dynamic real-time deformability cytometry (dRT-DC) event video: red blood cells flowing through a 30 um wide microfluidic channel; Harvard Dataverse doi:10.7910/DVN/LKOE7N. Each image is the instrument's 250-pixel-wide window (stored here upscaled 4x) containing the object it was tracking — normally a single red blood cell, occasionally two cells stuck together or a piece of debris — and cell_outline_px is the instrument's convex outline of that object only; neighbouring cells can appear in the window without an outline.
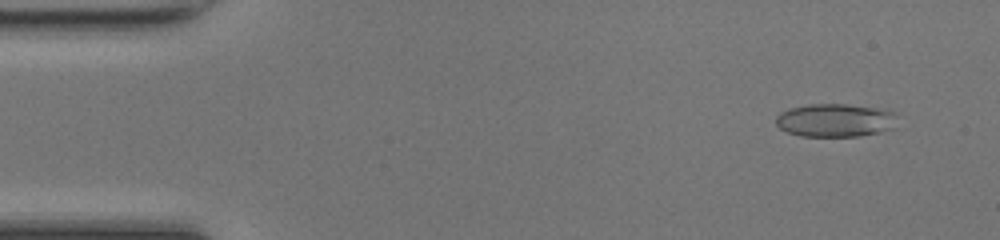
{"species": "common noctule bat (a hibernating species)", "species_latin": "Nyctalus noctula", "temperature_condition": "room temperature", "stored_images_in_passage": 47, "camera_frame_rate_fps": 3000, "um_per_image_px": 0.085, "animal": {"sex": "female", "body_mass_g": 17.0, "forearm_length_mm": 48.0}, "frame": {"image": 1, "passage_image": 3, "time_ms": 0.667, "image_size_px": [1000, 240], "cell_outline_px": [[892, 128], [880, 132], [856, 136], [800, 136], [788, 132], [780, 128], [776, 124], [776, 116], [780, 112], [788, 108], [808, 104], [844, 104], [872, 108], [892, 112]], "centroid_in_image_um": [70.86, 10.23], "position_along_channel_um": 14.1, "area_um2": 22.95}}
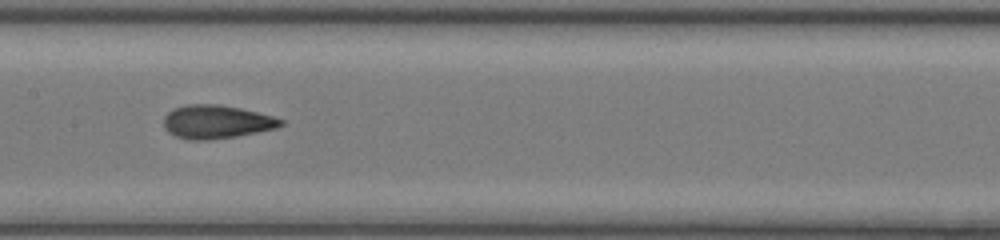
{"frame": {"image": 2, "passage_image": 23, "time_ms": 7.333, "image_size_px": [1000, 240], "cell_outline_px": [[284, 124], [276, 128], [236, 136], [208, 140], [188, 140], [176, 136], [168, 132], [164, 128], [164, 116], [168, 112], [184, 104], [220, 104], [240, 108], [272, 116], [284, 120]], "centroid_in_image_um": [18.38, 10.35], "position_along_channel_um": 189.0, "area_um2": 22.77}}
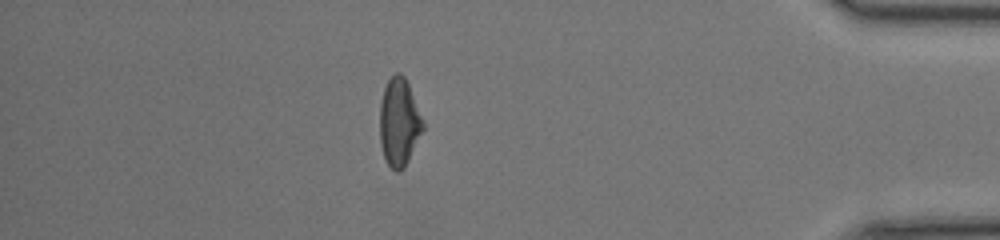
{"frame": {"image": 3, "passage_image": 41, "time_ms": 13.333, "image_size_px": [1000, 240], "cell_outline_px": [[424, 128], [404, 168], [400, 172], [396, 172], [388, 164], [384, 156], [380, 144], [380, 104], [384, 88], [388, 80], [396, 72], [400, 72], [404, 76], [408, 84], [424, 120]], "centroid_in_image_um": [33.93, 10.39], "position_along_channel_um": 401.3, "area_um2": 22.02}, "authors_computed_cell_mechanics": {"area_um2": 22.542, "velocity_mm_per_s": 4.3085, "shape_relaxation_time_tau1_ms": null, "shape_relaxation_time_tau2_ms": 1.2754, "deformation_change_tau1": null, "deformation_change_tau2": 0.0795}}